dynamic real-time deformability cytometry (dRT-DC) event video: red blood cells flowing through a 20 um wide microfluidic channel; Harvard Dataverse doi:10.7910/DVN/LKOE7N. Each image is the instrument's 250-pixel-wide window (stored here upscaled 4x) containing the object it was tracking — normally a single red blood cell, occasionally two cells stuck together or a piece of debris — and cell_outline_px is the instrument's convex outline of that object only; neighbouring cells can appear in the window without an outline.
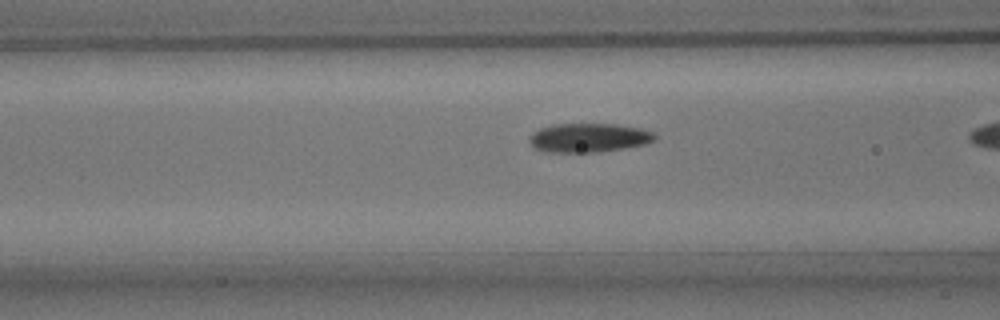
{"species": "common noctule bat (a hibernating species)", "species_latin": "Nyctalus noctula", "temperature_condition": "room temperature", "stored_images_in_passage": 6, "camera_frame_rate_fps": 3000, "um_per_image_px": 0.085, "animal": {"sex": "male", "body_mass_g": 15.6}, "frame": {"image": 1, "passage_image": 4, "time_ms": 1.0, "image_size_px": [1000, 320], "cell_outline_px": [[656, 140], [644, 144], [624, 148], [600, 152], [540, 152], [528, 140], [532, 132], [540, 128], [552, 124], [616, 124], [640, 128], [652, 132], [656, 136]], "centroid_in_image_um": [50.02, 11.71], "position_along_channel_um": 116.6, "area_um2": 21.27}}